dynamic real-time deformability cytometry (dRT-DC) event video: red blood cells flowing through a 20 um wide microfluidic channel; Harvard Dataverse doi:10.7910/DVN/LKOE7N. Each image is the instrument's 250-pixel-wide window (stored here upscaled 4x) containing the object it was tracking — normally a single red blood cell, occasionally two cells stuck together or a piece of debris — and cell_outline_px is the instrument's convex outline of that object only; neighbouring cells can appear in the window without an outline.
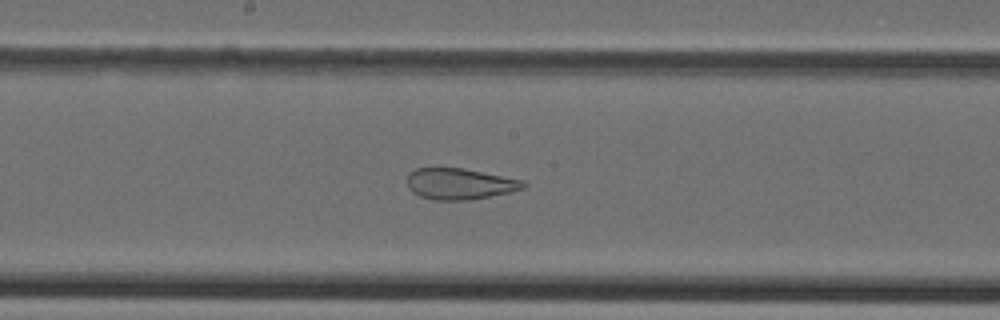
{"species": "Egyptian fruit bat (a non-hibernating species)", "species_latin": "Rousettus aegyptiacus", "temperature_condition": "cold", "stored_images_in_passage": 45, "camera_frame_rate_fps": 3000, "um_per_image_px": 0.085, "animal": {"sex": "female"}, "frame": {"image": 1, "passage_image": 24, "time_ms": 7.667, "image_size_px": [1000, 320], "cell_outline_px": [[528, 184], [524, 188], [508, 192], [468, 200], [432, 200], [420, 196], [412, 192], [408, 188], [408, 172], [416, 168], [464, 168], [524, 180]], "centroid_in_image_um": [39.06, 15.62], "position_along_channel_um": 209.1, "area_um2": 21.1}}
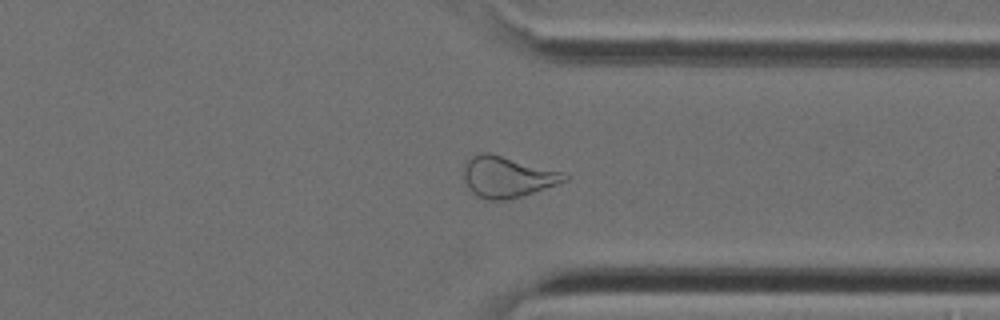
{"frame": {"image": 2, "passage_image": 35, "time_ms": 11.333, "image_size_px": [1000, 320], "cell_outline_px": [[568, 180], [508, 200], [488, 200], [476, 196], [468, 188], [464, 180], [464, 160], [480, 152], [488, 152], [564, 172], [568, 176]], "centroid_in_image_um": [43.07, 15.02], "position_along_channel_um": 368.3, "area_um2": 24.04}}
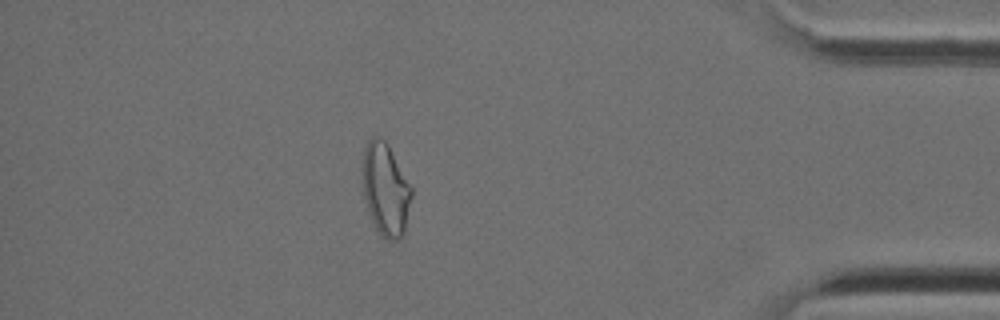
{"frame": {"image": 3, "passage_image": 40, "time_ms": 13.0, "image_size_px": [1000, 320], "cell_outline_px": [[412, 196], [404, 232], [400, 240], [388, 240], [376, 228], [368, 212], [364, 196], [364, 148], [368, 140], [372, 136], [380, 136], [388, 144], [412, 188]], "centroid_in_image_um": [32.79, 16.09], "position_along_channel_um": 402.4, "area_um2": 26.01}}